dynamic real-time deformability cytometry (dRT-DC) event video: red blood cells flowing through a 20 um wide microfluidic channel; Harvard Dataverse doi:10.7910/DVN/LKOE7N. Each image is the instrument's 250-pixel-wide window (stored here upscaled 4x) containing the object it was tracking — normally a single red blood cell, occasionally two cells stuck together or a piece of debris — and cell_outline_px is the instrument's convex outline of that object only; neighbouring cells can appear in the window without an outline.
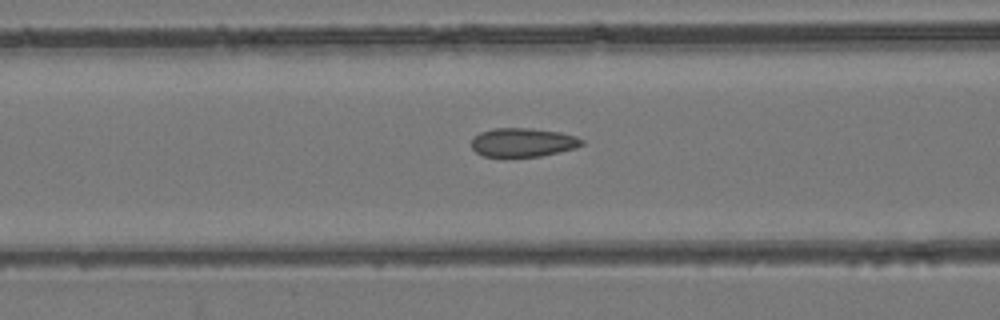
{"species": "common noctule bat (a hibernating species)", "species_latin": "Nyctalus noctula", "temperature_condition": "room temperature", "stored_images_in_passage": 59, "camera_frame_rate_fps": 3000, "um_per_image_px": 0.085, "animal": {"sex": "female", "body_mass_g": 24.6, "forearm_length_mm": 56.2}, "frame": {"image": 1, "passage_image": 27, "time_ms": 8.667, "image_size_px": [1000, 320], "cell_outline_px": [[584, 144], [576, 148], [560, 152], [540, 156], [484, 156], [476, 152], [472, 148], [472, 136], [480, 132], [492, 128], [528, 128], [560, 132], [576, 136], [584, 140]], "centroid_in_image_um": [44.45, 12.09], "position_along_channel_um": 122.1, "area_um2": 18.55}}
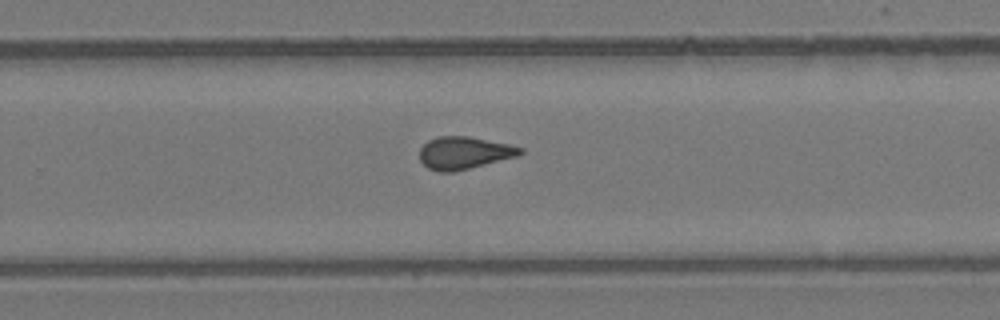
{"frame": {"image": 2, "passage_image": 40, "time_ms": 13.0, "image_size_px": [1000, 320], "cell_outline_px": [[524, 152], [516, 156], [452, 172], [440, 172], [428, 168], [420, 160], [420, 148], [428, 140], [436, 136], [468, 136], [508, 144], [524, 148]], "centroid_in_image_um": [39.42, 12.98], "position_along_channel_um": 290.4, "area_um2": 18.79}}
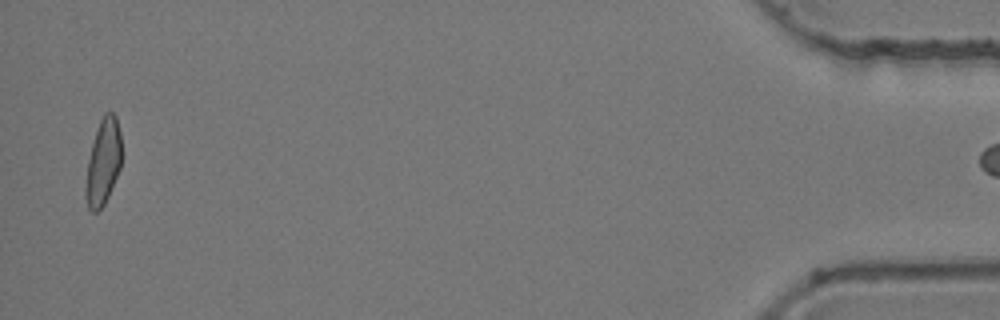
{"frame": {"image": 3, "passage_image": 58, "time_ms": 19.0, "image_size_px": [1000, 320], "cell_outline_px": [[120, 168], [108, 196], [104, 204], [96, 212], [92, 212], [88, 208], [84, 192], [84, 188], [88, 160], [96, 128], [104, 112], [112, 112], [116, 116], [120, 132]], "centroid_in_image_um": [8.74, 13.77], "position_along_channel_um": 426.5, "area_um2": 17.92}}